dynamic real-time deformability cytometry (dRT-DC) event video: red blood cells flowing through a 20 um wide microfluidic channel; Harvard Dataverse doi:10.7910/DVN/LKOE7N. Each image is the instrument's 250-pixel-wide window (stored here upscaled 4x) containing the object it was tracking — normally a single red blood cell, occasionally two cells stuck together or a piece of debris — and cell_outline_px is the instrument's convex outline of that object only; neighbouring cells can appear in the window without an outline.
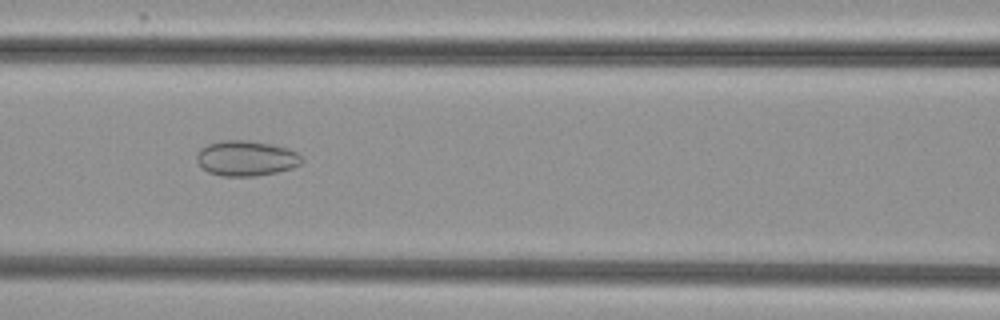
{"species": "common noctule bat (a hibernating species)", "species_latin": "Nyctalus noctula", "temperature_condition": "cold", "stored_images_in_passage": 42, "camera_frame_rate_fps": 3000, "um_per_image_px": 0.085, "animal": {"sex": "female", "body_mass_g": 29.2, "forearm_length_mm": 56.3}, "frame": {"image": 1, "passage_image": 12, "time_ms": 3.667, "image_size_px": [1000, 320], "cell_outline_px": [[304, 160], [300, 164], [292, 168], [276, 172], [256, 176], [220, 176], [208, 172], [196, 160], [196, 152], [200, 148], [208, 144], [224, 140], [248, 140], [272, 144], [288, 148], [296, 152]], "centroid_in_image_um": [20.91, 13.45], "position_along_channel_um": 145.7, "area_um2": 21.68}}
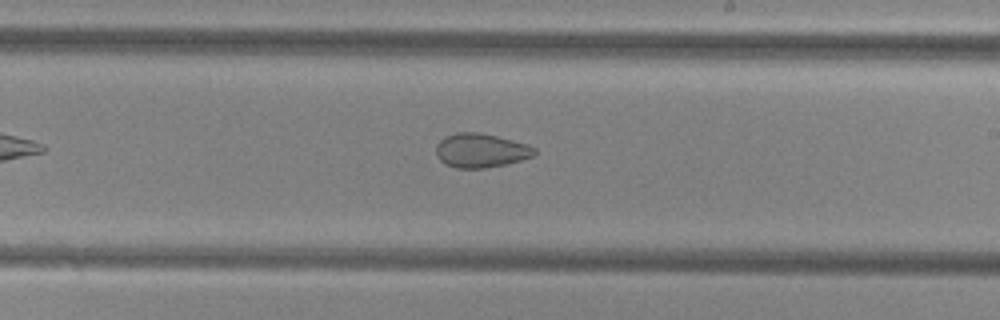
{"frame": {"image": 2, "passage_image": 20, "time_ms": 6.333, "image_size_px": [1000, 320], "cell_outline_px": [[536, 152], [532, 156], [520, 160], [504, 164], [484, 168], [456, 168], [440, 160], [436, 156], [436, 144], [444, 136], [456, 132], [480, 132], [528, 144], [536, 148]], "centroid_in_image_um": [40.84, 12.77], "position_along_channel_um": 248.2, "area_um2": 19.48}}
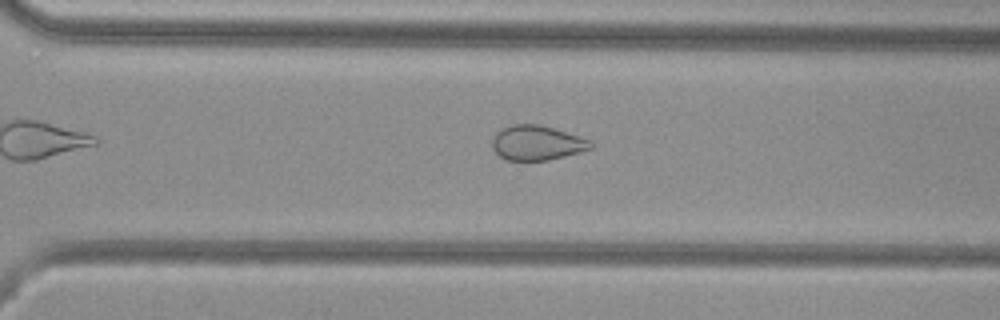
{"frame": {"image": 3, "passage_image": 26, "time_ms": 8.333, "image_size_px": [1000, 320], "cell_outline_px": [[592, 148], [580, 152], [548, 160], [504, 160], [492, 148], [492, 140], [496, 132], [500, 128], [512, 124], [540, 124], [580, 136], [592, 140]], "centroid_in_image_um": [45.62, 12.13], "position_along_channel_um": 325.0, "area_um2": 20.06}, "authors_computed_cell_mechanics": {"area_um2": 22.831, "velocity_mm_per_s": 3.8524, "shape_relaxation_time_tau1_ms": null, "shape_relaxation_time_tau2_ms": 3.9823, "deformation_change_tau1": null, "deformation_change_tau2": 0.0867}}